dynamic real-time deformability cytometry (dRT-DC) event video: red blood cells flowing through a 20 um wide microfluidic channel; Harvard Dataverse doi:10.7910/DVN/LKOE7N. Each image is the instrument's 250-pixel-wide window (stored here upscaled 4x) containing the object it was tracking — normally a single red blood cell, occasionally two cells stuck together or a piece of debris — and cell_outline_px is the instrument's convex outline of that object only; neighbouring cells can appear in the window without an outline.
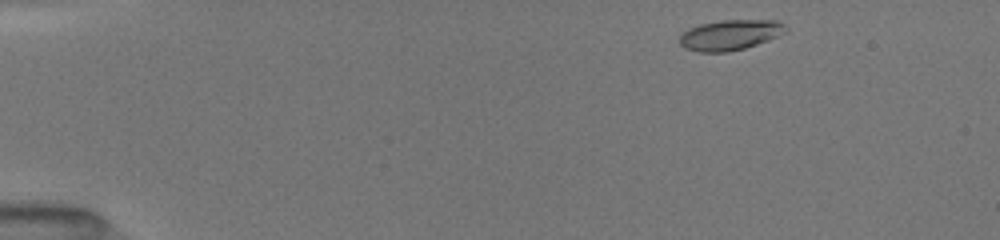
{"species": "common noctule bat (a hibernating species)", "species_latin": "Nyctalus noctula", "temperature_condition": "room temperature", "stored_images_in_passage": 16, "camera_frame_rate_fps": 3000, "um_per_image_px": 0.085, "animal": {"sex": "female", "body_mass_g": 19.5, "forearm_length_mm": 54.1}, "frame": {"image": 1, "passage_image": 1, "time_ms": 0.0, "image_size_px": [1000, 240], "cell_outline_px": [[788, 32], [768, 40], [744, 48], [728, 52], [696, 52], [684, 48], [680, 44], [680, 32], [688, 28], [700, 24], [720, 20], [776, 20], [784, 24], [788, 28]], "centroid_in_image_um": [62.04, 2.96], "position_along_channel_um": 23.0, "area_um2": 19.02}}
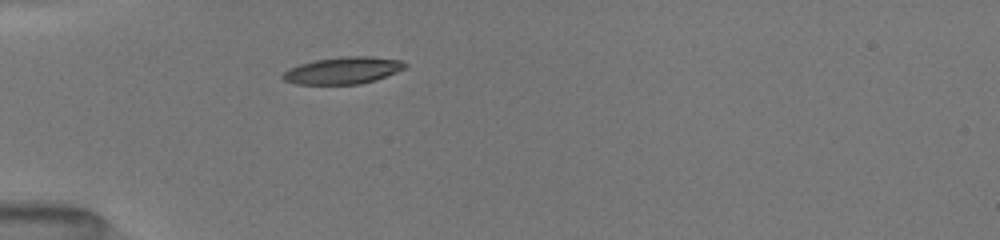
{"frame": {"image": 2, "passage_image": 14, "time_ms": 3.0, "image_size_px": [1000, 240], "cell_outline_px": [[408, 64], [404, 68], [396, 72], [376, 80], [360, 84], [296, 84], [284, 80], [280, 76], [288, 68], [300, 64], [316, 60], [344, 56], [368, 56], [400, 60]], "centroid_in_image_um": [29.14, 5.99], "position_along_channel_um": 55.9, "area_um2": 19.13}}